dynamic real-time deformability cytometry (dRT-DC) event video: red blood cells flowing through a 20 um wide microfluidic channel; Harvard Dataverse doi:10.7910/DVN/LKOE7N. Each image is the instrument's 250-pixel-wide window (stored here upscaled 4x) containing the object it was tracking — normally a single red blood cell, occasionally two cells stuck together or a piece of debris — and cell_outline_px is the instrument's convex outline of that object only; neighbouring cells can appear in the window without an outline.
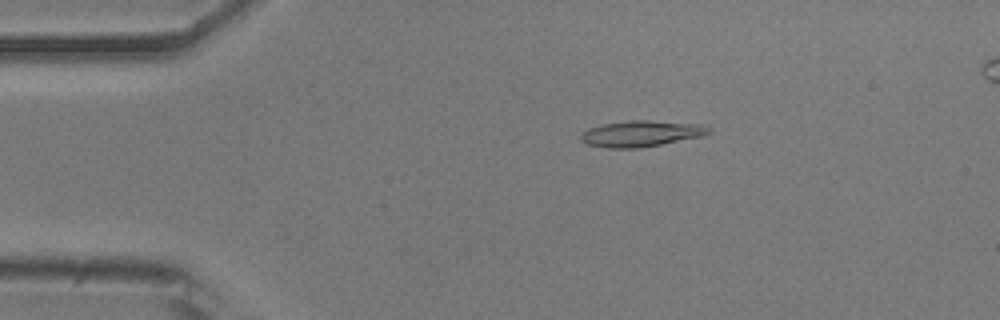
{"species": "common noctule bat (a hibernating species)", "species_latin": "Nyctalus noctula", "temperature_condition": "room temperature", "stored_images_in_passage": 17, "camera_frame_rate_fps": 3000, "um_per_image_px": 0.085, "animal": {"sex": "male", "body_mass_g": 20.5, "forearm_length_mm": 52.5}, "frame": {"image": 1, "passage_image": 10, "time_ms": 3.0, "image_size_px": [1000, 320], "cell_outline_px": [[712, 132], [704, 136], [640, 148], [608, 148], [588, 144], [580, 140], [580, 136], [588, 128], [604, 124], [628, 120], [652, 120], [704, 124], [712, 128]], "centroid_in_image_um": [54.58, 11.35], "position_along_channel_um": 30.4, "area_um2": 19.65}}